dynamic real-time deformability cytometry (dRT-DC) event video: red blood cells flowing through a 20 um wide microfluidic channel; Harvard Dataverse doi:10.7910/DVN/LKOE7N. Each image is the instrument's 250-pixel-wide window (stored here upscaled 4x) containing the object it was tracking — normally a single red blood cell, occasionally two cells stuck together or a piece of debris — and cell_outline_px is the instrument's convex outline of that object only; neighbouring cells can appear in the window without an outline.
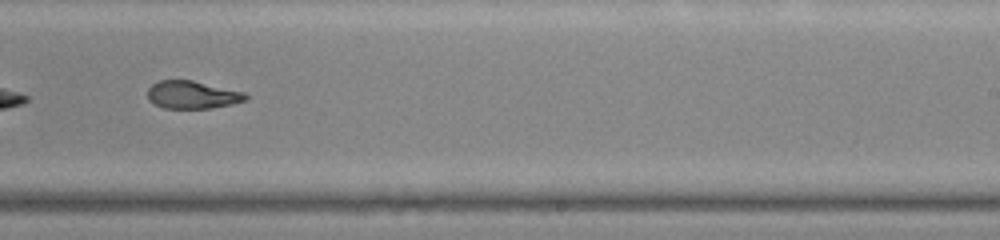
{"species": "common noctule bat (a hibernating species)", "species_latin": "Nyctalus noctula", "temperature_condition": "warm", "stored_images_in_passage": 36, "camera_frame_rate_fps": 3000, "um_per_image_px": 0.085, "animal": {"sex": "male", "body_mass_g": 20.0, "forearm_length_mm": 53.3}, "frame": {"image": 1, "passage_image": 21, "time_ms": 6.667, "image_size_px": [1000, 240], "cell_outline_px": [[248, 100], [232, 104], [208, 108], [164, 108], [148, 100], [148, 88], [152, 84], [160, 80], [192, 80], [244, 92], [248, 96]], "centroid_in_image_um": [16.35, 8.05], "position_along_channel_um": 272.6, "area_um2": 15.78}, "authors_computed_cell_mechanics": {"area_um2": 17.3111, "velocity_mm_per_s": 4.3088, "shape_relaxation_time_tau1_ms": null, "shape_relaxation_time_tau2_ms": 3.251, "deformation_change_tau1": null, "deformation_change_tau2": 0.1196}}